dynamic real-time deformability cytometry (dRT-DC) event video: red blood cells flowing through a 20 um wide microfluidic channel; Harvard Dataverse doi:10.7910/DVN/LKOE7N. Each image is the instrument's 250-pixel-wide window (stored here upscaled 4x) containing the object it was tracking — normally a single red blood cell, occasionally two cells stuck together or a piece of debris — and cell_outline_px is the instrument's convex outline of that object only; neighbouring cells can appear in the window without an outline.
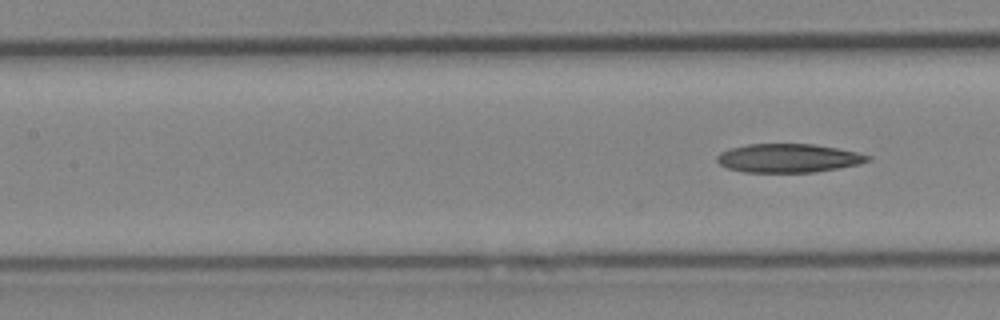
{"species": "Egyptian fruit bat (a non-hibernating species)", "species_latin": "Rousettus aegyptiacus", "temperature_condition": "cold", "stored_images_in_passage": 7, "camera_frame_rate_fps": 3000, "um_per_image_px": 0.085, "animal": {"sex": "female"}, "frame": {"image": 1, "passage_image": 7, "time_ms": 7.667, "image_size_px": [1000, 320], "cell_outline_px": [[872, 156], [868, 160], [860, 164], [816, 172], [744, 172], [728, 168], [720, 164], [716, 160], [716, 156], [720, 152], [728, 148], [748, 144], [812, 144], [836, 148], [856, 152]], "centroid_in_image_um": [66.98, 13.44], "position_along_channel_um": 140.4, "area_um2": 25.14}}